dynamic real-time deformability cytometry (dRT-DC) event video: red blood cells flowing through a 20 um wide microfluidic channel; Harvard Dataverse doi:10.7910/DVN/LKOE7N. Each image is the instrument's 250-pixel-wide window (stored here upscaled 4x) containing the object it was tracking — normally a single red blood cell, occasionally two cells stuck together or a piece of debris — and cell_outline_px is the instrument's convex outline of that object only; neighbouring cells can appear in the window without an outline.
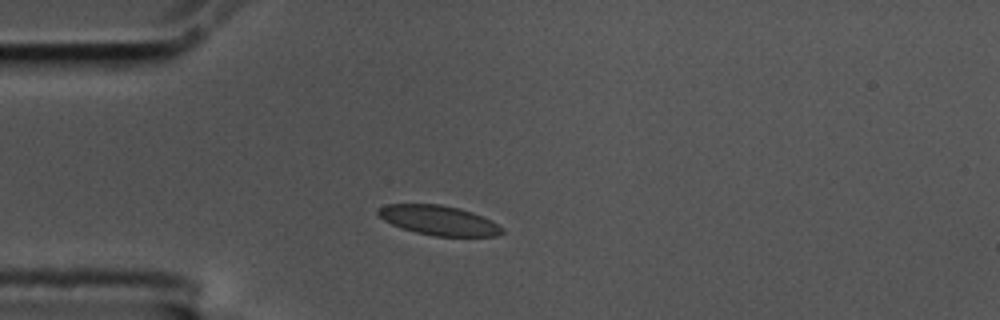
{"species": "common noctule bat (a hibernating species)", "species_latin": "Nyctalus noctula", "temperature_condition": "cold", "stored_images_in_passage": 1, "camera_frame_rate_fps": 3000, "um_per_image_px": 0.085, "animal": {"sex": "male", "body_mass_g": 17.5, "forearm_length_mm": 52.3}, "frame": {"image": 1, "passage_image": 1, "time_ms": 0.0, "image_size_px": [1000, 320], "cell_outline_px": [[504, 232], [496, 236], [436, 236], [416, 232], [392, 224], [384, 220], [376, 212], [380, 208], [388, 204], [440, 204], [460, 208], [484, 216], [492, 220], [504, 228]], "centroid_in_image_um": [37.35, 18.72], "position_along_channel_um": 47.6, "area_um2": 21.33}}